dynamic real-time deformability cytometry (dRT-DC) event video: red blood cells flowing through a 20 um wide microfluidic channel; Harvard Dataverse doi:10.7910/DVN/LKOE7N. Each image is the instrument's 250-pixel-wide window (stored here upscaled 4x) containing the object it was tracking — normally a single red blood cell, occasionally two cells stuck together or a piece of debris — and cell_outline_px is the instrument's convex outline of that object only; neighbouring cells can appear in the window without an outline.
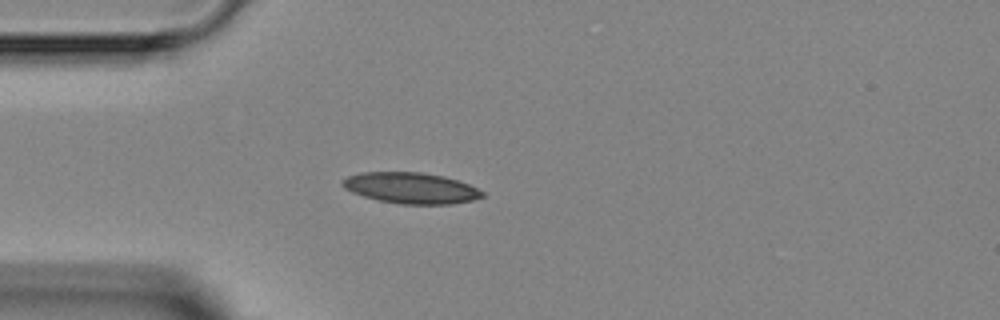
{"species": "Egyptian fruit bat (a non-hibernating species)", "species_latin": "Rousettus aegyptiacus", "temperature_condition": "room temperature", "stored_images_in_passage": 2, "camera_frame_rate_fps": 3000, "um_per_image_px": 0.085, "animal": {"sex": "female"}, "frame": {"image": 1, "passage_image": 2, "time_ms": 1.0, "image_size_px": [1000, 320], "cell_outline_px": [[484, 196], [472, 200], [452, 204], [400, 204], [380, 200], [364, 196], [352, 192], [344, 188], [340, 184], [348, 176], [360, 172], [420, 172], [444, 176], [468, 184], [484, 192]], "centroid_in_image_um": [34.92, 15.98], "position_along_channel_um": 50.1, "area_um2": 25.09}}